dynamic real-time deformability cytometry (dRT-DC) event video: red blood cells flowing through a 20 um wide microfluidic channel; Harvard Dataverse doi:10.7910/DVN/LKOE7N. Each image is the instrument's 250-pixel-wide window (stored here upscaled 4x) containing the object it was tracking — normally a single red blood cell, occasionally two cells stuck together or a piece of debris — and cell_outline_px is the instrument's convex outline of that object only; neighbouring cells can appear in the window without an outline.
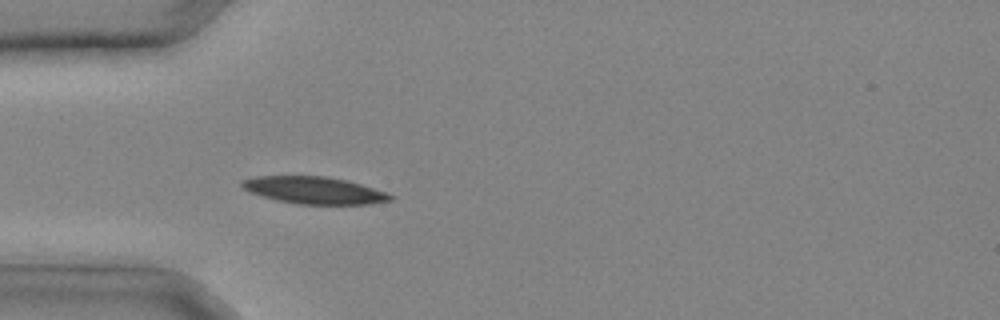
{"species": "common noctule bat (a hibernating species)", "species_latin": "Nyctalus noctula", "temperature_condition": "cold", "stored_images_in_passage": 25, "camera_frame_rate_fps": 3000, "um_per_image_px": 0.085, "animal": {"sex": "male", "body_mass_g": 20.4}, "frame": {"image": 1, "passage_image": 3, "time_ms": 0.667, "image_size_px": [1000, 320], "cell_outline_px": [[396, 196], [392, 200], [368, 204], [300, 204], [276, 200], [248, 192], [240, 184], [240, 180], [256, 176], [328, 176], [348, 180]], "centroid_in_image_um": [26.67, 16.17], "position_along_channel_um": 58.3, "area_um2": 23.47}}
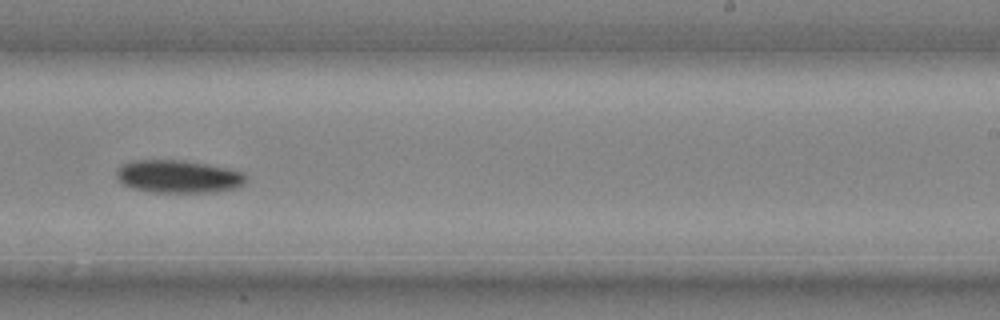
{"frame": {"image": 2, "passage_image": 14, "time_ms": 4.333, "image_size_px": [1000, 320], "cell_outline_px": [[244, 184], [236, 188], [216, 192], [152, 192], [132, 188], [124, 184], [116, 176], [116, 172], [120, 164], [132, 160], [184, 160], [208, 164], [228, 168], [244, 172]], "centroid_in_image_um": [15.15, 14.99], "position_along_channel_um": 273.9, "area_um2": 24.85}}
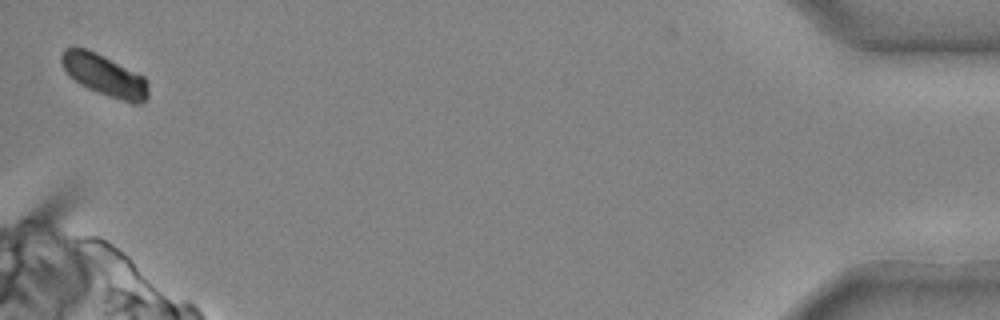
{"frame": {"image": 3, "passage_image": 25, "time_ms": 8.0, "image_size_px": [1000, 320], "cell_outline_px": [[148, 96], [140, 104], [132, 104], [108, 96], [88, 88], [80, 84], [68, 76], [60, 60], [60, 56], [64, 48], [72, 44], [88, 48], [144, 76], [148, 84]], "centroid_in_image_um": [8.83, 6.36], "position_along_channel_um": 426.4, "area_um2": 21.39}}